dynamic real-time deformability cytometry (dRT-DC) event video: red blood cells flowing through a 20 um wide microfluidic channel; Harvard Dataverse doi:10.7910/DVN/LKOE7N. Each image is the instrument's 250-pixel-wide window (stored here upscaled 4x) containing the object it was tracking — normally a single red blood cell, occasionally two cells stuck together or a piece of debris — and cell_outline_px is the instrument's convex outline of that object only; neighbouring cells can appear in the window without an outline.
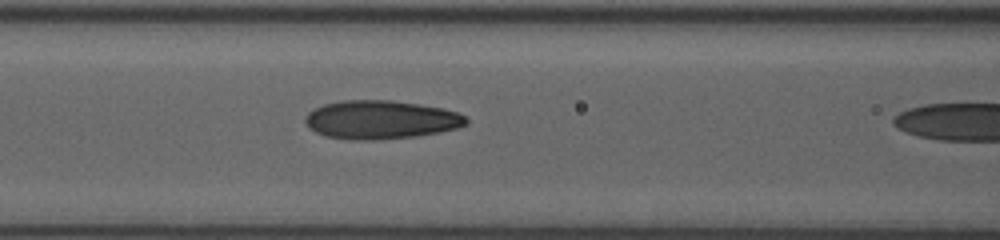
{"species": "human", "species_latin": "Homo sapiens", "temperature_condition": "room temperature", "stored_images_in_passage": 14, "camera_frame_rate_fps": 3000, "um_per_image_px": 0.085, "donor": {"sex": "female"}, "frame": {"image": 1, "passage_image": 13, "time_ms": 4.0, "image_size_px": [1000, 240], "cell_outline_px": [[468, 124], [456, 128], [440, 132], [416, 136], [372, 140], [352, 140], [324, 136], [308, 128], [304, 120], [308, 112], [324, 104], [340, 100], [392, 100], [440, 108], [456, 112], [464, 116], [468, 120]], "centroid_in_image_um": [32.32, 10.18], "position_along_channel_um": 134.3, "area_um2": 36.07}}